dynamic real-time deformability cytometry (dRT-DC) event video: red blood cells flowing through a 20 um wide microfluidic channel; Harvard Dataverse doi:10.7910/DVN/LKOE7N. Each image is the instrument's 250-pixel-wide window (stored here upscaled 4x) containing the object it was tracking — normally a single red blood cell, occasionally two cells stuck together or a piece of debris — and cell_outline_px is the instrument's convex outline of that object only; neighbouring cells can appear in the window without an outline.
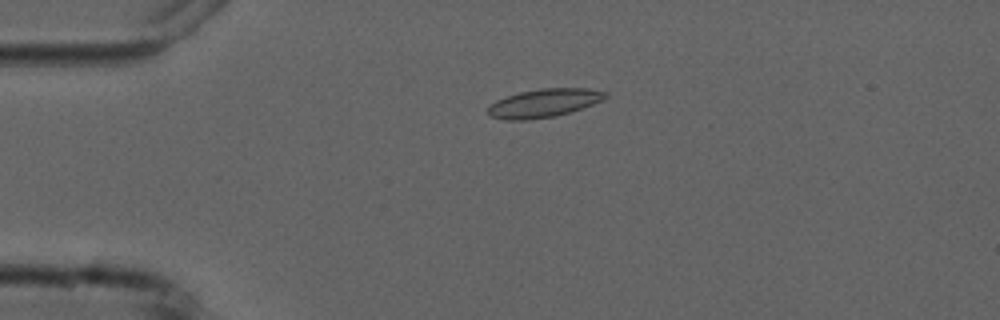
{"species": "common noctule bat (a hibernating species)", "species_latin": "Nyctalus noctula", "temperature_condition": "cold", "stored_images_in_passage": 5, "camera_frame_rate_fps": 3000, "um_per_image_px": 0.085, "animal": {"sex": "male", "forearm_length_mm": 52.5}, "frame": {"image": 1, "passage_image": 3, "time_ms": 2.333, "image_size_px": [1000, 320], "cell_outline_px": [[608, 96], [592, 104], [556, 116], [524, 120], [504, 120], [488, 116], [484, 112], [496, 100], [520, 92], [540, 88], [588, 88], [608, 92]], "centroid_in_image_um": [46.18, 8.76], "position_along_channel_um": 38.8, "area_um2": 19.36}}
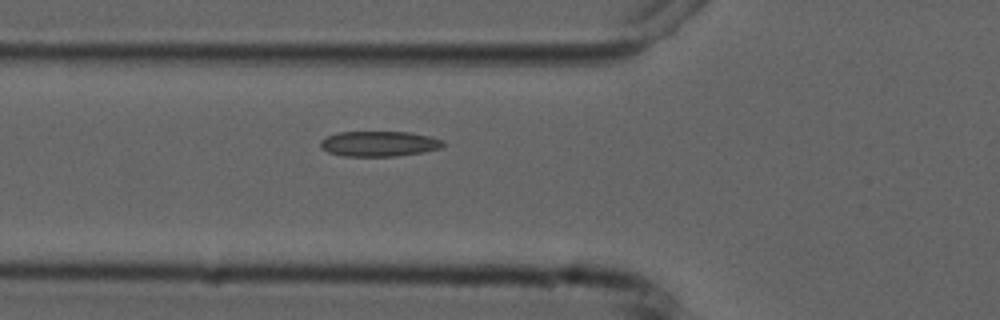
{"frame": {"image": 2, "passage_image": 5, "time_ms": 4.667, "image_size_px": [1000, 320], "cell_outline_px": [[444, 144], [440, 148], [424, 152], [396, 156], [344, 156], [328, 152], [320, 148], [320, 140], [328, 136], [340, 132], [412, 132], [444, 140]], "centroid_in_image_um": [32.22, 12.22], "position_along_channel_um": 93.6, "area_um2": 18.09}}